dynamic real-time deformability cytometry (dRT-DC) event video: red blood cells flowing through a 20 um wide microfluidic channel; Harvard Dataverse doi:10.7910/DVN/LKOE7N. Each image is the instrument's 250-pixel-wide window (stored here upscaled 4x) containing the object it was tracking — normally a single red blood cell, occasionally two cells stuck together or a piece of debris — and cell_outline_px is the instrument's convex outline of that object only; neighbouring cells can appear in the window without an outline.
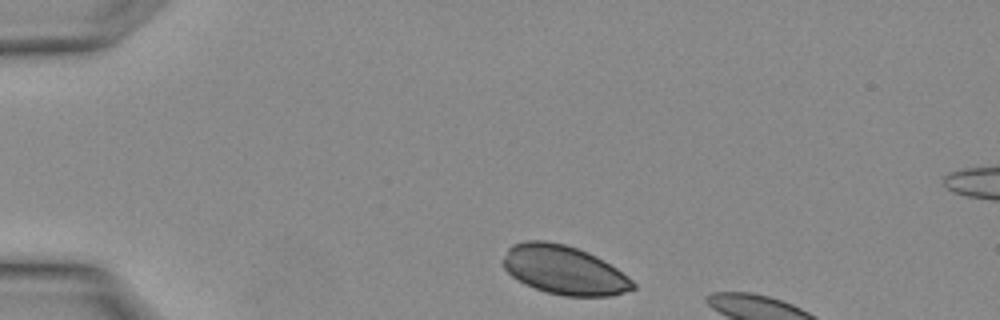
{"species": "Egyptian fruit bat (a non-hibernating species)", "species_latin": "Rousettus aegyptiacus", "temperature_condition": "warm", "stored_images_in_passage": 4, "camera_frame_rate_fps": 3000, "um_per_image_px": 0.085, "animal": {"sex": "female"}, "frame": {"image": 1, "passage_image": 1, "time_ms": 0.0, "image_size_px": [1000, 320], "cell_outline_px": [[636, 288], [608, 296], [564, 296], [544, 292], [524, 284], [512, 276], [504, 268], [500, 260], [508, 248], [512, 244], [524, 240], [544, 240], [564, 244], [588, 252], [596, 256], [616, 268], [628, 276], [636, 284]], "centroid_in_image_um": [47.9, 22.94], "position_along_channel_um": 37.1, "area_um2": 37.17}}